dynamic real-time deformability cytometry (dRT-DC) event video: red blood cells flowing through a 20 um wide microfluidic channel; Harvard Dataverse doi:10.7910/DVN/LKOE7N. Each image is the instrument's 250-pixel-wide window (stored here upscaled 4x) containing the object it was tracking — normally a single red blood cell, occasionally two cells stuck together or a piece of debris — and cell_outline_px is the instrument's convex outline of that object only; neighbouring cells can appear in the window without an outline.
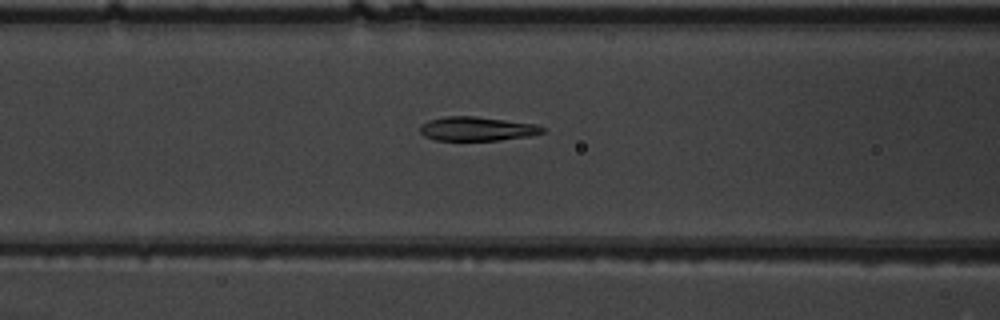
{"species": "common noctule bat (a hibernating species)", "species_latin": "Nyctalus noctula", "temperature_condition": "warm", "stored_images_in_passage": 39, "camera_frame_rate_fps": 3000, "um_per_image_px": 0.085, "animal": {"sex": "male", "body_mass_g": 19.5, "forearm_length_mm": 54.6}, "frame": {"image": 1, "passage_image": 17, "time_ms": 5.333, "image_size_px": [1000, 320], "cell_outline_px": [[544, 132], [532, 136], [500, 140], [436, 140], [424, 136], [420, 132], [420, 128], [428, 120], [444, 116], [476, 116], [536, 124], [544, 128]], "centroid_in_image_um": [40.56, 10.95], "position_along_channel_um": 126.0, "area_um2": 17.17}}
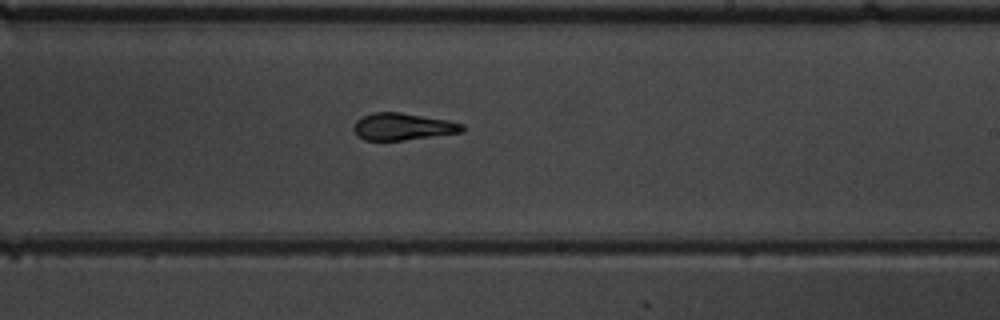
{"frame": {"image": 2, "passage_image": 27, "time_ms": 8.667, "image_size_px": [1000, 320], "cell_outline_px": [[464, 132], [404, 140], [364, 140], [352, 128], [356, 120], [372, 112], [400, 112], [448, 120], [464, 124]], "centroid_in_image_um": [34.26, 10.76], "position_along_channel_um": 254.7, "area_um2": 17.05}}
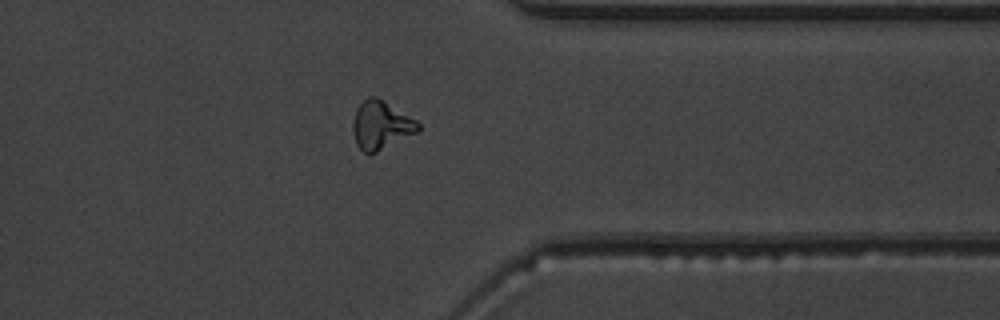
{"frame": {"image": 3, "passage_image": 37, "time_ms": 12.0, "image_size_px": [1000, 320], "cell_outline_px": [[420, 128], [416, 132], [376, 152], [364, 152], [356, 144], [352, 128], [352, 124], [356, 108], [368, 96], [376, 96], [416, 120], [420, 124]], "centroid_in_image_um": [32.35, 10.62], "position_along_channel_um": 379.0, "area_um2": 17.98}}